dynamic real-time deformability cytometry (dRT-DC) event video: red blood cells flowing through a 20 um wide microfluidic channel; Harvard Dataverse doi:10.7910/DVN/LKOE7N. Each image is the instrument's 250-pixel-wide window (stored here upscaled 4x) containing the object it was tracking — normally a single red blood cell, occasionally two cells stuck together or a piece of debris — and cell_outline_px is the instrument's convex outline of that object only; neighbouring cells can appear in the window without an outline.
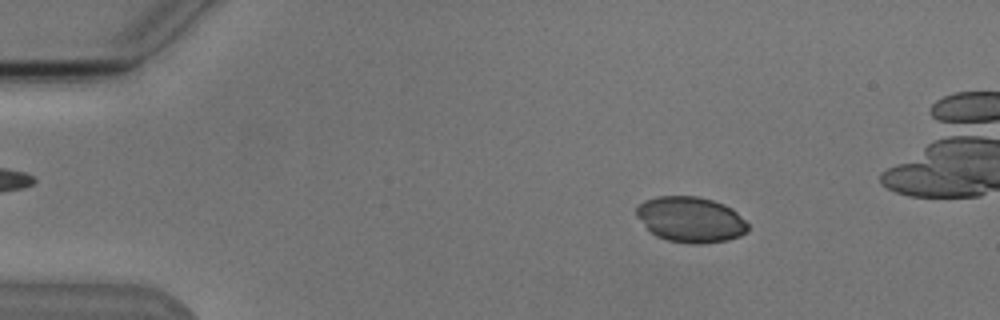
{"species": "Egyptian fruit bat (a non-hibernating species)", "species_latin": "Rousettus aegyptiacus", "temperature_condition": "cold", "stored_images_in_passage": 5, "camera_frame_rate_fps": 3000, "um_per_image_px": 0.085, "animal": {"sex": "male"}, "frame": {"image": 1, "passage_image": 2, "time_ms": 1.0, "image_size_px": [1000, 320], "cell_outline_px": [[748, 232], [740, 236], [728, 240], [704, 244], [692, 244], [668, 240], [656, 236], [636, 216], [636, 208], [644, 200], [656, 196], [700, 196], [724, 204], [732, 208], [748, 224]], "centroid_in_image_um": [58.72, 18.66], "position_along_channel_um": 26.3, "area_um2": 29.71}}